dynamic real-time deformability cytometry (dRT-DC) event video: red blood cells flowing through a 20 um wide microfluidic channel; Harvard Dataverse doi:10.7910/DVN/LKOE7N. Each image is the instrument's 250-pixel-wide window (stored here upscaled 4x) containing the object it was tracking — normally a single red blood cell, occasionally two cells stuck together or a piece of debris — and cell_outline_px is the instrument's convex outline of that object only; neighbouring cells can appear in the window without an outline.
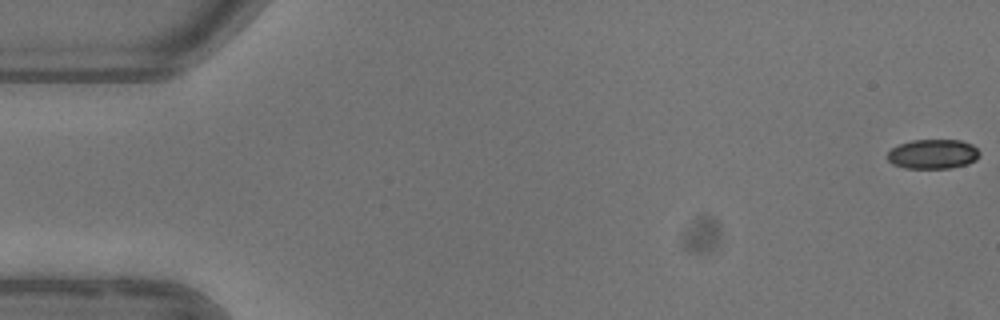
{"species": "common noctule bat (a hibernating species)", "species_latin": "Nyctalus noctula", "temperature_condition": "warm", "stored_images_in_passage": 5, "camera_frame_rate_fps": 3000, "um_per_image_px": 0.085, "animal": {"sex": "female"}, "frame": {"image": 1, "passage_image": 1, "time_ms": 0.0, "image_size_px": [1000, 320], "cell_outline_px": [[980, 152], [976, 160], [968, 164], [952, 168], [904, 168], [892, 164], [888, 160], [888, 152], [892, 148], [900, 144], [912, 140], [960, 140], [972, 144]], "centroid_in_image_um": [79.31, 13.1], "position_along_channel_um": 5.7, "area_um2": 15.9}}